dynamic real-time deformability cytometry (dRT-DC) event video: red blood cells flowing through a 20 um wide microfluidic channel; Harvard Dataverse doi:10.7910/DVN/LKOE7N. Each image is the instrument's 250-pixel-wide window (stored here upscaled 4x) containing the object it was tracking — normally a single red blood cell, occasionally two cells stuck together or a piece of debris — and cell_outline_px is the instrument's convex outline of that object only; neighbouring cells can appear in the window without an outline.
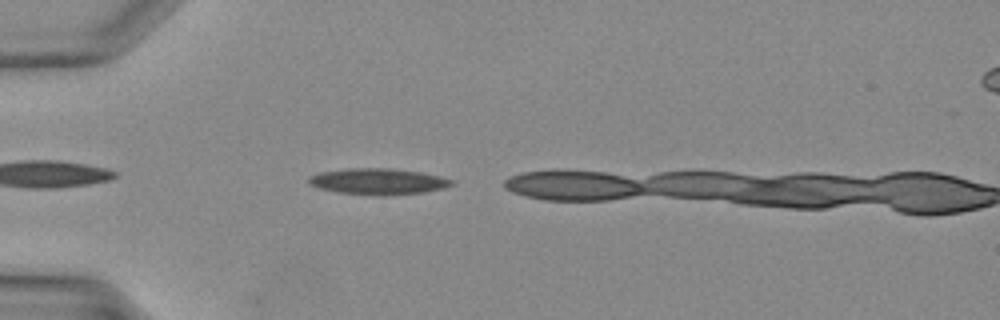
{"species": "Egyptian fruit bat (a non-hibernating species)", "species_latin": "Rousettus aegyptiacus", "temperature_condition": "warm", "stored_images_in_passage": 4, "camera_frame_rate_fps": 3000, "um_per_image_px": 0.085, "animal": {"sex": "female"}, "frame": {"image": 1, "passage_image": 1, "time_ms": 0.0, "image_size_px": [1000, 320], "cell_outline_px": [[456, 184], [444, 188], [424, 192], [384, 196], [380, 196], [336, 192], [320, 188], [308, 184], [308, 176], [320, 172], [348, 168], [388, 168], [420, 172], [452, 180]], "centroid_in_image_um": [32.1, 15.43], "position_along_channel_um": 52.9, "area_um2": 21.79}}